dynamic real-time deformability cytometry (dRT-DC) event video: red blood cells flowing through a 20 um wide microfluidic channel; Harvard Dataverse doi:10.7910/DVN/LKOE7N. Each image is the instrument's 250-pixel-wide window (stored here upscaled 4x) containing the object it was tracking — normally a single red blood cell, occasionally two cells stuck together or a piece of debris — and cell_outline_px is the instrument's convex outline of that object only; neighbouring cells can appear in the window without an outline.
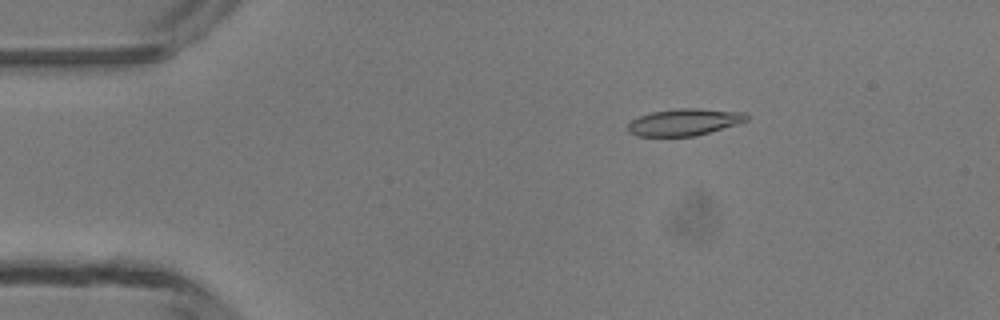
{"species": "common noctule bat (a hibernating species)", "species_latin": "Nyctalus noctula", "temperature_condition": "room temperature", "stored_images_in_passage": 4, "camera_frame_rate_fps": 3000, "um_per_image_px": 0.085, "animal": {"sex": "male", "body_mass_g": 13.3}, "frame": {"image": 1, "passage_image": 2, "time_ms": 1.0, "image_size_px": [1000, 320], "cell_outline_px": [[748, 120], [736, 124], [696, 136], [636, 136], [628, 132], [628, 124], [632, 120], [640, 116], [652, 112], [680, 108], [696, 108], [744, 112], [748, 116]], "centroid_in_image_um": [58.15, 10.38], "position_along_channel_um": 26.8, "area_um2": 18.44}}
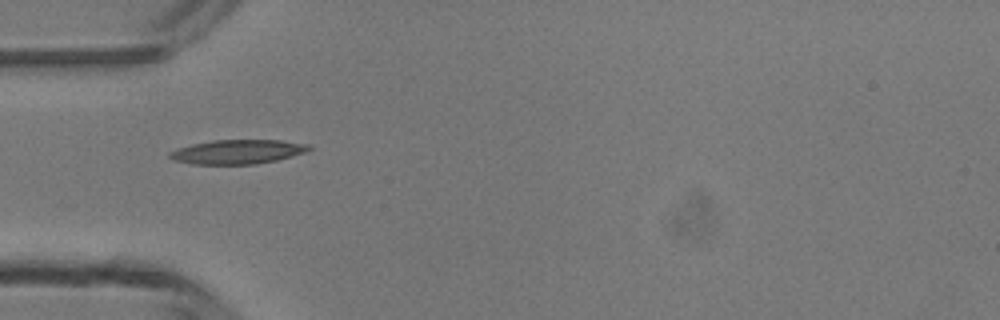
{"frame": {"image": 2, "passage_image": 4, "time_ms": 3.333, "image_size_px": [1000, 320], "cell_outline_px": [[312, 148], [304, 152], [276, 160], [256, 164], [192, 164], [172, 160], [168, 156], [168, 152], [192, 144], [212, 140], [280, 140], [312, 144]], "centroid_in_image_um": [20.19, 12.9], "position_along_channel_um": 64.8, "area_um2": 19.65}}